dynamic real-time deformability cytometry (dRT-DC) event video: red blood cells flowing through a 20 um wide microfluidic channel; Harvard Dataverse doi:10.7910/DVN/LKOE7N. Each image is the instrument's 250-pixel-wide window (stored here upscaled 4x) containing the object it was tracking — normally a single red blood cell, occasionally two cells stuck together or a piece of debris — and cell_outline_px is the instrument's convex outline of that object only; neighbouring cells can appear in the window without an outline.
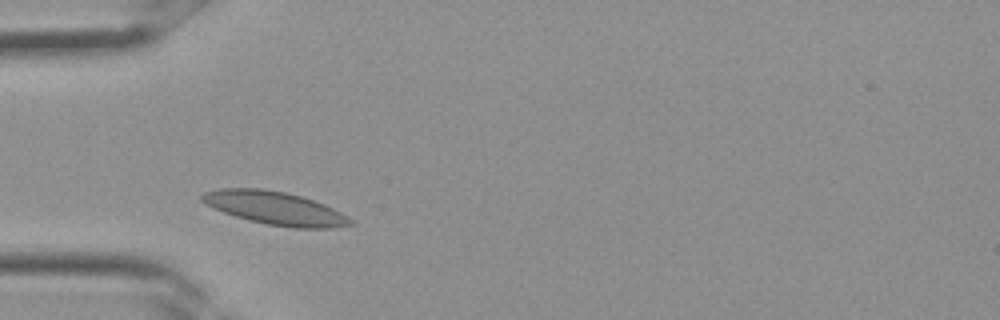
{"species": "Egyptian fruit bat (a non-hibernating species)", "species_latin": "Rousettus aegyptiacus", "temperature_condition": "room temperature", "stored_images_in_passage": 24, "camera_frame_rate_fps": 3000, "um_per_image_px": 0.085, "frame": {"image": 1, "passage_image": 3, "time_ms": 0.667, "image_size_px": [1000, 320], "cell_outline_px": [[352, 224], [328, 228], [292, 228], [268, 224], [248, 220], [224, 212], [204, 204], [200, 200], [200, 196], [204, 192], [220, 188], [260, 188], [284, 192], [300, 196], [324, 204], [348, 216], [352, 220]], "centroid_in_image_um": [23.33, 17.69], "position_along_channel_um": 61.7, "area_um2": 28.44}}
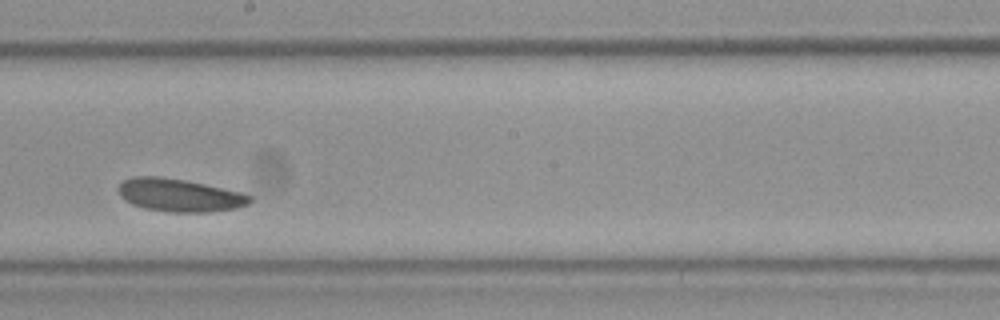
{"frame": {"image": 2, "passage_image": 12, "time_ms": 3.667, "image_size_px": [1000, 320], "cell_outline_px": [[252, 200], [248, 204], [236, 208], [208, 212], [168, 212], [144, 208], [132, 204], [124, 200], [120, 196], [116, 188], [124, 180], [132, 176], [156, 176], [184, 180], [204, 184], [240, 192], [252, 196]], "centroid_in_image_um": [15.21, 16.59], "position_along_channel_um": 233.0, "area_um2": 25.2}}
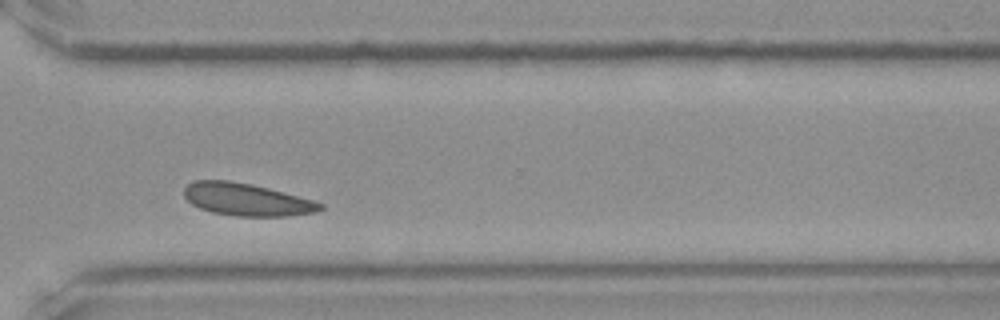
{"frame": {"image": 3, "passage_image": 18, "time_ms": 5.667, "image_size_px": [1000, 320], "cell_outline_px": [[324, 208], [316, 212], [288, 216], [236, 216], [212, 212], [200, 208], [192, 204], [184, 196], [184, 188], [192, 180], [228, 180], [252, 184], [268, 188], [312, 200], [324, 204]], "centroid_in_image_um": [20.95, 16.96], "position_along_channel_um": 349.7, "area_um2": 25.66}}